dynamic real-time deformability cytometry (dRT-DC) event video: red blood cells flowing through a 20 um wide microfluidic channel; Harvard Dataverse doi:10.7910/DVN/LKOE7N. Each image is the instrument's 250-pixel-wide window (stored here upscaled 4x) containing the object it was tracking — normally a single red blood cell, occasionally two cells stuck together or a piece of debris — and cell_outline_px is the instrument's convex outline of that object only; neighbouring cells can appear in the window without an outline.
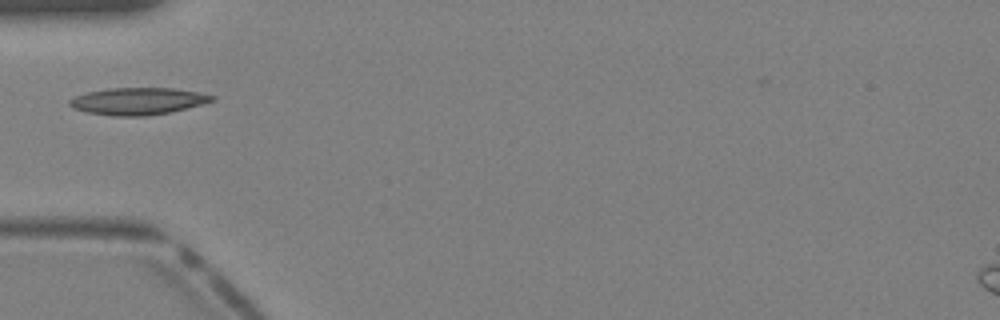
{"species": "Egyptian fruit bat (a non-hibernating species)", "species_latin": "Rousettus aegyptiacus", "temperature_condition": "warm", "stored_images_in_passage": 27, "camera_frame_rate_fps": 3000, "um_per_image_px": 0.085, "animal": {"sex": "female"}, "frame": {"image": 1, "passage_image": 1, "time_ms": 0.0, "image_size_px": [1000, 320], "cell_outline_px": [[216, 100], [168, 112], [148, 116], [112, 116], [88, 112], [72, 108], [68, 104], [68, 100], [76, 96], [88, 92], [108, 88], [172, 88], [200, 92], [216, 96]], "centroid_in_image_um": [11.71, 8.59], "position_along_channel_um": 73.3, "area_um2": 22.37}}
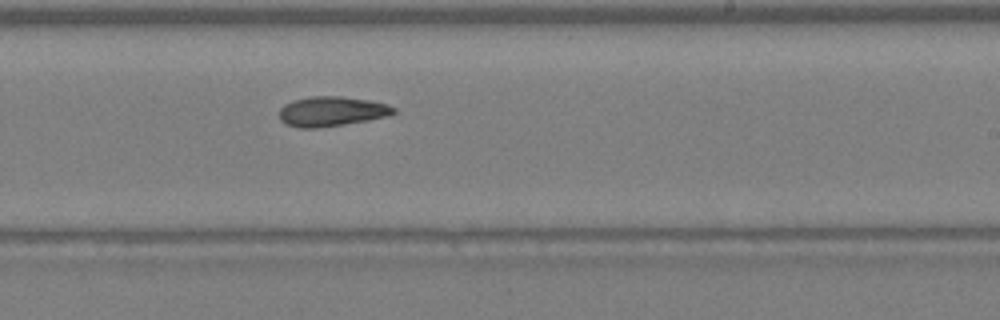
{"frame": {"image": 2, "passage_image": 12, "time_ms": 3.667, "image_size_px": [1000, 320], "cell_outline_px": [[396, 112], [388, 116], [368, 120], [344, 124], [316, 128], [300, 128], [288, 124], [280, 120], [280, 108], [284, 104], [292, 100], [312, 96], [344, 96], [368, 100], [388, 104], [396, 108]], "centroid_in_image_um": [28.2, 9.46], "position_along_channel_um": 260.8, "area_um2": 19.88}}
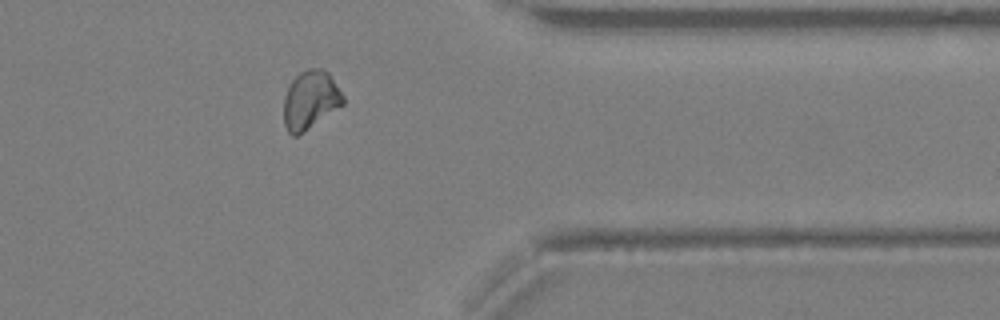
{"frame": {"image": 3, "passage_image": 20, "time_ms": 6.333, "image_size_px": [1000, 320], "cell_outline_px": [[344, 104], [304, 132], [296, 136], [292, 136], [288, 132], [284, 124], [284, 96], [292, 80], [300, 72], [308, 68], [324, 68], [328, 72], [344, 96]], "centroid_in_image_um": [26.38, 8.5], "position_along_channel_um": 385.0, "area_um2": 20.23}}